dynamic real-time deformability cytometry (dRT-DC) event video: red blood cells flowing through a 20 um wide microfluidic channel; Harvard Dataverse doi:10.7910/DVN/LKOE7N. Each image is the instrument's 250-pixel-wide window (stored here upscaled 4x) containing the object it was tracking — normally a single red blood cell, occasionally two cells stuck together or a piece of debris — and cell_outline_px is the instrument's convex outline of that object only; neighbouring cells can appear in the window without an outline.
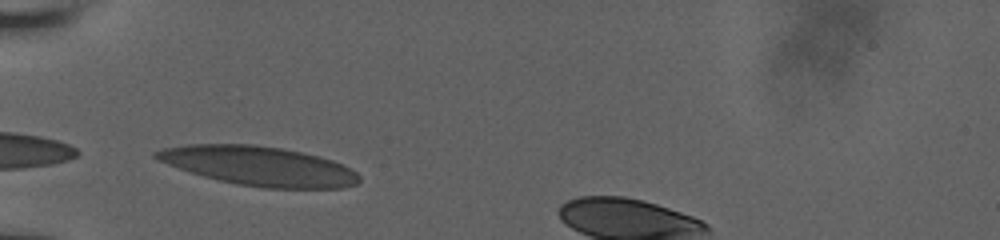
{"species": "human", "species_latin": "Homo sapiens", "temperature_condition": "room temperature", "stored_images_in_passage": 4, "camera_frame_rate_fps": 3000, "um_per_image_px": 0.085, "donor": {"sex": "male"}, "frame": {"image": 1, "passage_image": 3, "time_ms": 1.667, "image_size_px": [1000, 240], "cell_outline_px": [[360, 180], [356, 184], [344, 188], [260, 188], [236, 184], [204, 176], [168, 164], [152, 156], [152, 152], [164, 148], [188, 144], [256, 144], [280, 148], [320, 156], [332, 160], [356, 172], [360, 176]], "centroid_in_image_um": [22.02, 14.11], "position_along_channel_um": 63.0, "area_um2": 46.24}}